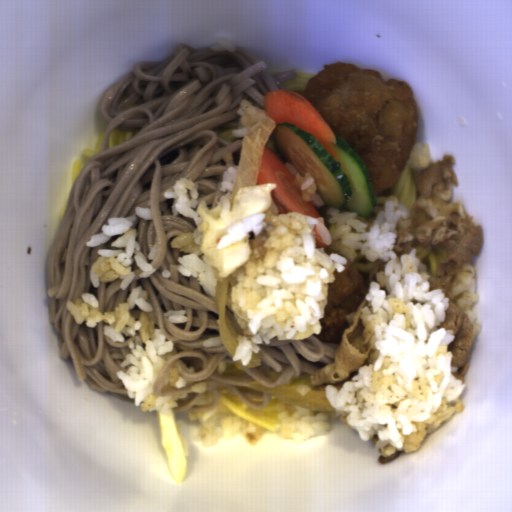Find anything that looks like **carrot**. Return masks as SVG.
Wrapping results in <instances>:
<instances>
[{"label":"carrot","mask_w":512,"mask_h":512,"mask_svg":"<svg viewBox=\"0 0 512 512\" xmlns=\"http://www.w3.org/2000/svg\"><path fill=\"white\" fill-rule=\"evenodd\" d=\"M262 110L276 123H288L311 133L323 148L337 157V138L323 116L305 97L294 91L270 90L263 99Z\"/></svg>","instance_id":"obj_1"},{"label":"carrot","mask_w":512,"mask_h":512,"mask_svg":"<svg viewBox=\"0 0 512 512\" xmlns=\"http://www.w3.org/2000/svg\"><path fill=\"white\" fill-rule=\"evenodd\" d=\"M267 183L277 184L271 195L282 214L298 211L322 218L317 207L310 201L302 200V192L286 164L273 151L264 146L258 168L257 185Z\"/></svg>","instance_id":"obj_2"},{"label":"carrot","mask_w":512,"mask_h":512,"mask_svg":"<svg viewBox=\"0 0 512 512\" xmlns=\"http://www.w3.org/2000/svg\"><path fill=\"white\" fill-rule=\"evenodd\" d=\"M312 232H314V237H315V240H316V247H319V248H323V247H327L328 245L330 244H325L320 236V234L318 233V231L316 230V228H313Z\"/></svg>","instance_id":"obj_3"}]
</instances>
